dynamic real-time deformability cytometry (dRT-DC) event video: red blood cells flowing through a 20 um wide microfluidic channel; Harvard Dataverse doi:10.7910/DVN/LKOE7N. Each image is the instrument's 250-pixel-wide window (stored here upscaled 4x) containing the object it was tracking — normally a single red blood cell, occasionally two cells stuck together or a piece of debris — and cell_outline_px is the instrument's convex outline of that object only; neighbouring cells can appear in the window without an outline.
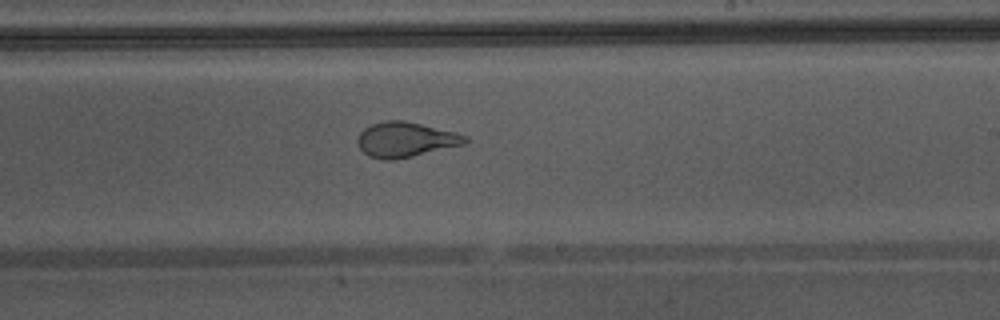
{"species": "Egyptian fruit bat (a non-hibernating species)", "species_latin": "Rousettus aegyptiacus", "temperature_condition": "warm", "stored_images_in_passage": 33, "camera_frame_rate_fps": 3000, "um_per_image_px": 0.085, "animal": {"sex": "male"}, "frame": {"image": 1, "passage_image": 15, "time_ms": 4.667, "image_size_px": [1000, 320], "cell_outline_px": [[468, 140], [464, 144], [412, 156], [392, 160], [384, 160], [368, 156], [360, 148], [356, 140], [360, 132], [364, 128], [372, 124], [384, 120], [404, 120], [456, 132], [468, 136]], "centroid_in_image_um": [34.45, 11.86], "position_along_channel_um": 254.5, "area_um2": 21.91}, "authors_computed_cell_mechanics": {"area_um2": 22.7154, "velocity_mm_per_s": 4.4074, "shape_relaxation_time_tau1_ms": 9.1176, "shape_relaxation_time_tau2_ms": 0.692, "deformation_change_tau1": 0.2569, "deformation_change_tau2": 0.0843}}